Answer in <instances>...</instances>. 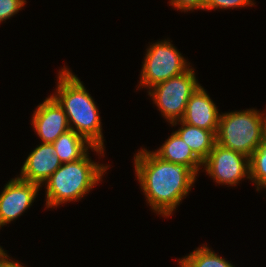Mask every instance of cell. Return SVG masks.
Returning a JSON list of instances; mask_svg holds the SVG:
<instances>
[{
	"mask_svg": "<svg viewBox=\"0 0 266 267\" xmlns=\"http://www.w3.org/2000/svg\"><path fill=\"white\" fill-rule=\"evenodd\" d=\"M32 116L34 130L42 143H53L62 133L70 130L65 111L51 95L36 108Z\"/></svg>",
	"mask_w": 266,
	"mask_h": 267,
	"instance_id": "obj_9",
	"label": "cell"
},
{
	"mask_svg": "<svg viewBox=\"0 0 266 267\" xmlns=\"http://www.w3.org/2000/svg\"><path fill=\"white\" fill-rule=\"evenodd\" d=\"M193 68L160 82L149 89V94L162 115L170 123L181 120L191 95L200 86Z\"/></svg>",
	"mask_w": 266,
	"mask_h": 267,
	"instance_id": "obj_5",
	"label": "cell"
},
{
	"mask_svg": "<svg viewBox=\"0 0 266 267\" xmlns=\"http://www.w3.org/2000/svg\"><path fill=\"white\" fill-rule=\"evenodd\" d=\"M254 5L251 0H205L204 10H211L216 8L226 9V8H237L244 6Z\"/></svg>",
	"mask_w": 266,
	"mask_h": 267,
	"instance_id": "obj_18",
	"label": "cell"
},
{
	"mask_svg": "<svg viewBox=\"0 0 266 267\" xmlns=\"http://www.w3.org/2000/svg\"><path fill=\"white\" fill-rule=\"evenodd\" d=\"M206 172L219 184L236 185L250 176L249 157L215 143L203 161Z\"/></svg>",
	"mask_w": 266,
	"mask_h": 267,
	"instance_id": "obj_7",
	"label": "cell"
},
{
	"mask_svg": "<svg viewBox=\"0 0 266 267\" xmlns=\"http://www.w3.org/2000/svg\"><path fill=\"white\" fill-rule=\"evenodd\" d=\"M106 169L108 166L93 162L88 153L80 160L62 164L45 182L46 207L79 200L102 179Z\"/></svg>",
	"mask_w": 266,
	"mask_h": 267,
	"instance_id": "obj_3",
	"label": "cell"
},
{
	"mask_svg": "<svg viewBox=\"0 0 266 267\" xmlns=\"http://www.w3.org/2000/svg\"><path fill=\"white\" fill-rule=\"evenodd\" d=\"M161 159L175 164L188 166L196 175L203 162L193 153L190 146L176 132L154 152Z\"/></svg>",
	"mask_w": 266,
	"mask_h": 267,
	"instance_id": "obj_12",
	"label": "cell"
},
{
	"mask_svg": "<svg viewBox=\"0 0 266 267\" xmlns=\"http://www.w3.org/2000/svg\"><path fill=\"white\" fill-rule=\"evenodd\" d=\"M262 120L255 109L220 114L216 143L250 158L261 145Z\"/></svg>",
	"mask_w": 266,
	"mask_h": 267,
	"instance_id": "obj_4",
	"label": "cell"
},
{
	"mask_svg": "<svg viewBox=\"0 0 266 267\" xmlns=\"http://www.w3.org/2000/svg\"><path fill=\"white\" fill-rule=\"evenodd\" d=\"M179 260L180 267H234L224 258L211 251L207 245L198 247L188 256Z\"/></svg>",
	"mask_w": 266,
	"mask_h": 267,
	"instance_id": "obj_15",
	"label": "cell"
},
{
	"mask_svg": "<svg viewBox=\"0 0 266 267\" xmlns=\"http://www.w3.org/2000/svg\"><path fill=\"white\" fill-rule=\"evenodd\" d=\"M205 0H171L170 4L182 11L204 9Z\"/></svg>",
	"mask_w": 266,
	"mask_h": 267,
	"instance_id": "obj_19",
	"label": "cell"
},
{
	"mask_svg": "<svg viewBox=\"0 0 266 267\" xmlns=\"http://www.w3.org/2000/svg\"><path fill=\"white\" fill-rule=\"evenodd\" d=\"M261 144L266 145V117H264V114H263V120H262V141H261Z\"/></svg>",
	"mask_w": 266,
	"mask_h": 267,
	"instance_id": "obj_21",
	"label": "cell"
},
{
	"mask_svg": "<svg viewBox=\"0 0 266 267\" xmlns=\"http://www.w3.org/2000/svg\"><path fill=\"white\" fill-rule=\"evenodd\" d=\"M25 3V0H0V22L15 15Z\"/></svg>",
	"mask_w": 266,
	"mask_h": 267,
	"instance_id": "obj_17",
	"label": "cell"
},
{
	"mask_svg": "<svg viewBox=\"0 0 266 267\" xmlns=\"http://www.w3.org/2000/svg\"><path fill=\"white\" fill-rule=\"evenodd\" d=\"M134 161L147 202L159 215L170 216L188 194L197 175L188 166L165 161L145 149L135 155Z\"/></svg>",
	"mask_w": 266,
	"mask_h": 267,
	"instance_id": "obj_1",
	"label": "cell"
},
{
	"mask_svg": "<svg viewBox=\"0 0 266 267\" xmlns=\"http://www.w3.org/2000/svg\"><path fill=\"white\" fill-rule=\"evenodd\" d=\"M58 75L57 94L51 96L65 111L70 129L83 136L92 146L104 149L101 119L91 95L66 67Z\"/></svg>",
	"mask_w": 266,
	"mask_h": 267,
	"instance_id": "obj_2",
	"label": "cell"
},
{
	"mask_svg": "<svg viewBox=\"0 0 266 267\" xmlns=\"http://www.w3.org/2000/svg\"><path fill=\"white\" fill-rule=\"evenodd\" d=\"M250 176L257 185V190L266 188V145L261 144L249 158Z\"/></svg>",
	"mask_w": 266,
	"mask_h": 267,
	"instance_id": "obj_16",
	"label": "cell"
},
{
	"mask_svg": "<svg viewBox=\"0 0 266 267\" xmlns=\"http://www.w3.org/2000/svg\"><path fill=\"white\" fill-rule=\"evenodd\" d=\"M9 256L5 253L0 258V267H24L19 262H14L8 258Z\"/></svg>",
	"mask_w": 266,
	"mask_h": 267,
	"instance_id": "obj_20",
	"label": "cell"
},
{
	"mask_svg": "<svg viewBox=\"0 0 266 267\" xmlns=\"http://www.w3.org/2000/svg\"><path fill=\"white\" fill-rule=\"evenodd\" d=\"M40 185L20 179H11L0 194V227L18 218L36 198Z\"/></svg>",
	"mask_w": 266,
	"mask_h": 267,
	"instance_id": "obj_8",
	"label": "cell"
},
{
	"mask_svg": "<svg viewBox=\"0 0 266 267\" xmlns=\"http://www.w3.org/2000/svg\"><path fill=\"white\" fill-rule=\"evenodd\" d=\"M62 165L52 143H41L27 157L22 168V180L40 186Z\"/></svg>",
	"mask_w": 266,
	"mask_h": 267,
	"instance_id": "obj_10",
	"label": "cell"
},
{
	"mask_svg": "<svg viewBox=\"0 0 266 267\" xmlns=\"http://www.w3.org/2000/svg\"><path fill=\"white\" fill-rule=\"evenodd\" d=\"M180 122L182 125L179 130L175 131L179 137L186 142L193 153L203 162L216 143L217 131H210L196 126L184 123L182 120L172 122L173 126Z\"/></svg>",
	"mask_w": 266,
	"mask_h": 267,
	"instance_id": "obj_14",
	"label": "cell"
},
{
	"mask_svg": "<svg viewBox=\"0 0 266 267\" xmlns=\"http://www.w3.org/2000/svg\"><path fill=\"white\" fill-rule=\"evenodd\" d=\"M5 254V251L0 247V258Z\"/></svg>",
	"mask_w": 266,
	"mask_h": 267,
	"instance_id": "obj_22",
	"label": "cell"
},
{
	"mask_svg": "<svg viewBox=\"0 0 266 267\" xmlns=\"http://www.w3.org/2000/svg\"><path fill=\"white\" fill-rule=\"evenodd\" d=\"M52 144L55 154L62 164L80 160L88 153V148L100 154L104 153L103 148L92 146L83 136L72 129L62 133Z\"/></svg>",
	"mask_w": 266,
	"mask_h": 267,
	"instance_id": "obj_13",
	"label": "cell"
},
{
	"mask_svg": "<svg viewBox=\"0 0 266 267\" xmlns=\"http://www.w3.org/2000/svg\"><path fill=\"white\" fill-rule=\"evenodd\" d=\"M143 63L140 88L145 86L150 89L189 69L186 60L169 40L158 41L150 45Z\"/></svg>",
	"mask_w": 266,
	"mask_h": 267,
	"instance_id": "obj_6",
	"label": "cell"
},
{
	"mask_svg": "<svg viewBox=\"0 0 266 267\" xmlns=\"http://www.w3.org/2000/svg\"><path fill=\"white\" fill-rule=\"evenodd\" d=\"M218 111L210 96L200 85L188 100L181 120L192 126L217 131L220 117Z\"/></svg>",
	"mask_w": 266,
	"mask_h": 267,
	"instance_id": "obj_11",
	"label": "cell"
}]
</instances>
